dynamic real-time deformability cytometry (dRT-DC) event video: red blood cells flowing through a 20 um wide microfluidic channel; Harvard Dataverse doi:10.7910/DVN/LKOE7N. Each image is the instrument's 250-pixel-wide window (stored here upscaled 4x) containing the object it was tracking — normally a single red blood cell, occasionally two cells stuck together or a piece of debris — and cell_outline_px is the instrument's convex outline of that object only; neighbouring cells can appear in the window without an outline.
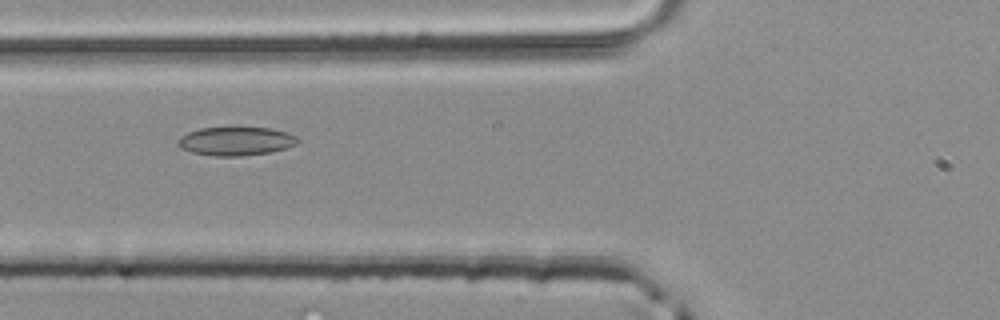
{"species": "common noctule bat (a hibernating species)", "species_latin": "Nyctalus noctula", "temperature_condition": "room temperature", "stored_images_in_passage": 2, "camera_frame_rate_fps": 3000, "um_per_image_px": 0.085, "animal": {"sex": "male", "body_mass_g": 20.4}, "frame": {"image": 1, "passage_image": 2, "time_ms": 0.333, "image_size_px": [1000, 320], "cell_outline_px": [[296, 144], [284, 148], [268, 152], [240, 156], [216, 156], [192, 152], [180, 148], [176, 144], [176, 140], [180, 136], [188, 132], [200, 128], [272, 128], [296, 136]], "centroid_in_image_um": [19.96, 12.0], "position_along_channel_um": 105.8, "area_um2": 19.65}}